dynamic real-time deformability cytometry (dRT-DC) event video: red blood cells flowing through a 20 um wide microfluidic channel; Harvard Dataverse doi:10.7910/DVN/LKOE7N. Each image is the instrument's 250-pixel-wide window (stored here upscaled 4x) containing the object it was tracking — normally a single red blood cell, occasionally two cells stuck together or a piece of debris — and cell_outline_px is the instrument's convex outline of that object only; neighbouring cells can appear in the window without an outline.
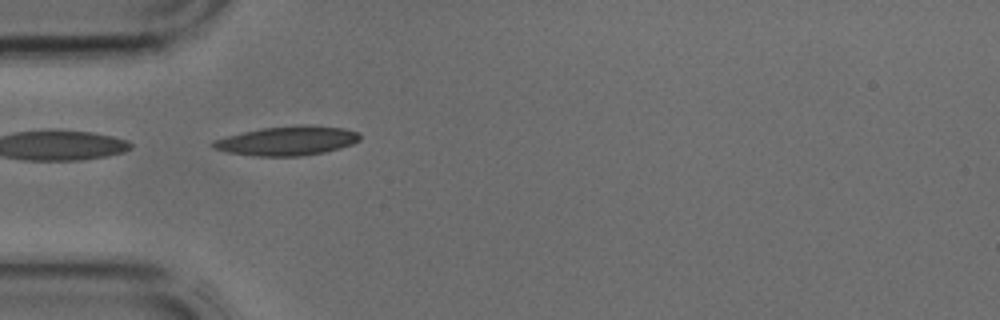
{"species": "common noctule bat (a hibernating species)", "species_latin": "Nyctalus noctula", "temperature_condition": "cold", "stored_images_in_passage": 31, "camera_frame_rate_fps": 3000, "um_per_image_px": 0.085, "animal": {"sex": "male", "body_mass_g": 17.9, "forearm_length_mm": 54.2}, "frame": {"image": 1, "passage_image": 1, "time_ms": 0.0, "image_size_px": [1000, 320], "cell_outline_px": [[360, 140], [352, 144], [340, 148], [324, 152], [300, 156], [256, 156], [228, 152], [212, 148], [208, 144], [212, 140], [224, 136], [260, 128], [296, 124], [308, 124], [344, 128], [360, 132]], "centroid_in_image_um": [24.39, 11.95], "position_along_channel_um": 60.6, "area_um2": 25.49}}